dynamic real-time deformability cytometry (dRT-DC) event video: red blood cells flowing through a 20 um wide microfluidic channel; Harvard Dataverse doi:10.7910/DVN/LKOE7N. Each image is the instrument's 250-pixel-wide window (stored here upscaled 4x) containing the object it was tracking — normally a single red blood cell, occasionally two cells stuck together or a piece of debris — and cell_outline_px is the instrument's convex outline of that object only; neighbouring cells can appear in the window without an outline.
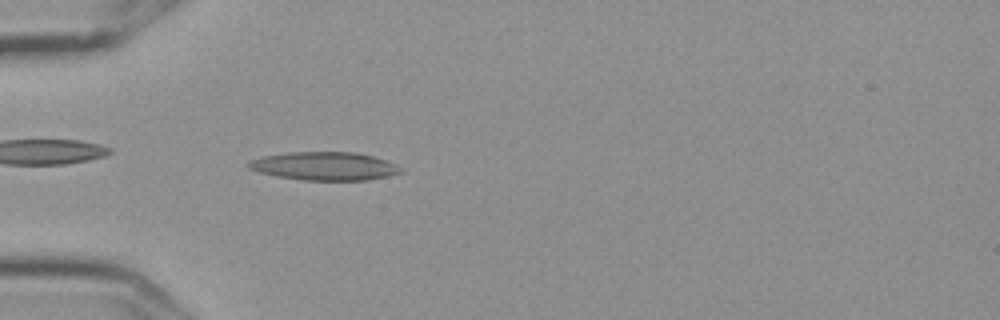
{"species": "Egyptian fruit bat (a non-hibernating species)", "species_latin": "Rousettus aegyptiacus", "temperature_condition": "cold", "stored_images_in_passage": 34, "camera_frame_rate_fps": 3000, "um_per_image_px": 0.085, "frame": {"image": 1, "passage_image": 2, "time_ms": 0.333, "image_size_px": [1000, 320], "cell_outline_px": [[404, 168], [400, 172], [388, 176], [368, 180], [304, 180], [276, 176], [260, 172], [248, 168], [248, 160], [264, 156], [288, 152], [356, 152], [372, 156], [396, 164]], "centroid_in_image_um": [27.58, 14.12], "position_along_channel_um": 57.4, "area_um2": 25.03}}
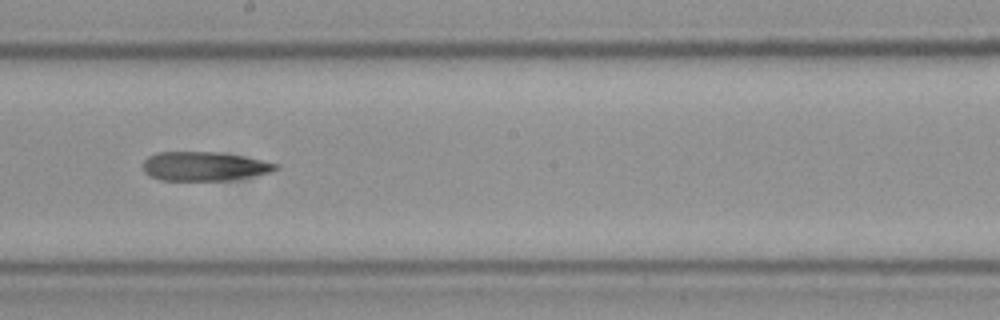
{"frame": {"image": 2, "passage_image": 17, "time_ms": 5.333, "image_size_px": [1000, 320], "cell_outline_px": [[280, 168], [272, 172], [228, 180], [160, 180], [144, 172], [144, 160], [148, 156], [156, 152], [216, 152], [240, 156], [260, 160], [276, 164]], "centroid_in_image_um": [17.33, 14.13], "position_along_channel_um": 230.9, "area_um2": 22.14}}
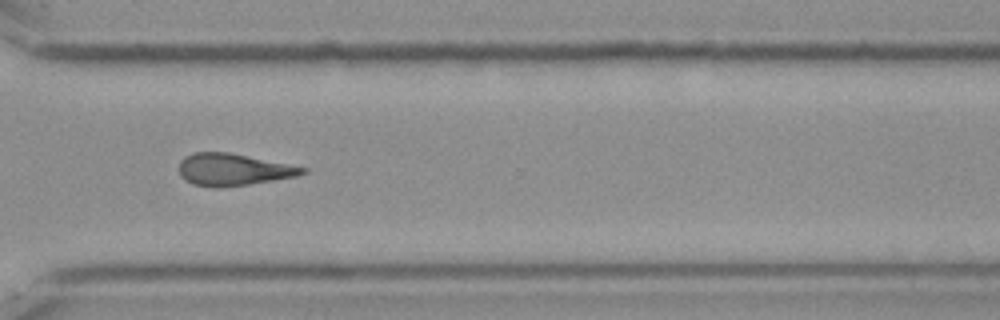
{"frame": {"image": 3, "passage_image": 27, "time_ms": 8.667, "image_size_px": [1000, 320], "cell_outline_px": [[308, 172], [296, 176], [248, 184], [220, 188], [212, 188], [192, 184], [184, 180], [180, 176], [180, 160], [184, 156], [192, 152], [228, 152], [308, 168]], "centroid_in_image_um": [19.77, 14.42], "position_along_channel_um": 350.8, "area_um2": 23.06}, "authors_computed_cell_mechanics": {"area_um2": 22.542, "velocity_mm_per_s": 3.6022, "shape_relaxation_time_tau1_ms": null, "shape_relaxation_time_tau2_ms": 7.3601, "deformation_change_tau1": null, "deformation_change_tau2": 0.2347}}